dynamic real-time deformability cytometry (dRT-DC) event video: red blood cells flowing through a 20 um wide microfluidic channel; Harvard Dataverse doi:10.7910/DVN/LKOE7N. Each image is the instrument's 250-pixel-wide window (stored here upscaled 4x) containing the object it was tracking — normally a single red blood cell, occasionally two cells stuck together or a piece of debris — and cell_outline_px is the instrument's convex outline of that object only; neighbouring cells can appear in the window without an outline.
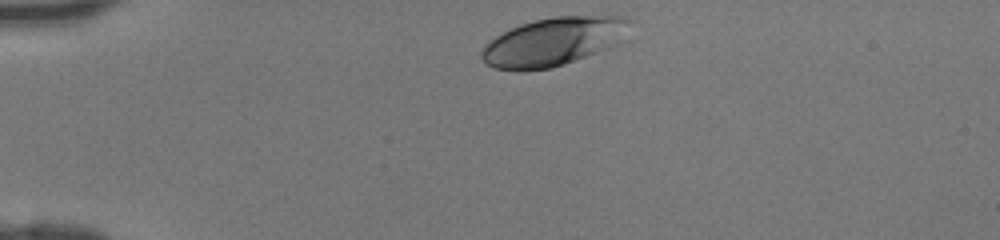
{"species": "human", "species_latin": "Homo sapiens", "temperature_condition": "room temperature", "stored_images_in_passage": 30, "camera_frame_rate_fps": 3000, "um_per_image_px": 0.085, "donor": {"sex": "female"}, "frame": {"image": 1, "passage_image": 1, "time_ms": 0.0, "image_size_px": [1000, 240], "cell_outline_px": [[636, 20], [624, 40], [620, 44], [564, 64], [552, 68], [524, 72], [520, 72], [492, 68], [484, 64], [480, 56], [480, 52], [484, 44], [496, 36], [520, 24], [552, 16], [624, 16]], "centroid_in_image_um": [47.08, 3.55], "position_along_channel_um": 37.9, "area_um2": 42.77}}
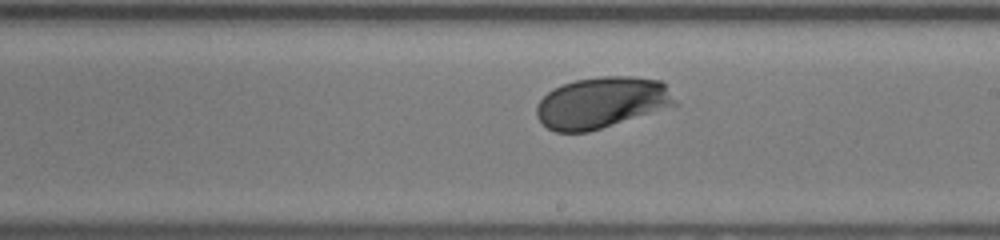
{"frame": {"image": 2, "passage_image": 18, "time_ms": 5.667, "image_size_px": [1000, 240], "cell_outline_px": [[680, 104], [588, 132], [556, 132], [548, 128], [536, 116], [536, 108], [540, 100], [552, 88], [576, 80], [604, 76], [632, 76], [660, 80], [664, 84]], "centroid_in_image_um": [51.15, 8.72], "position_along_channel_um": 237.8, "area_um2": 41.15}}
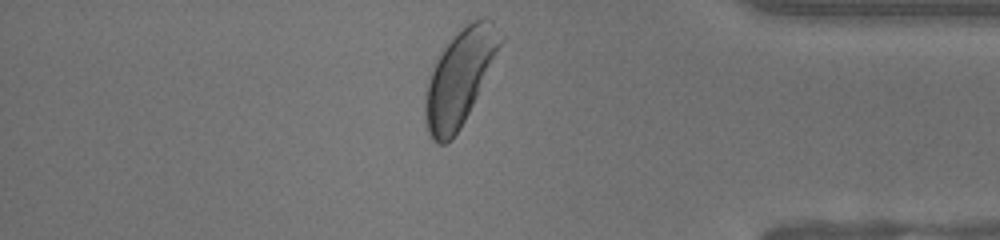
{"frame": {"image": 3, "passage_image": 30, "time_ms": 9.667, "image_size_px": [1000, 240], "cell_outline_px": [[504, 40], [460, 128], [452, 140], [444, 144], [440, 144], [432, 140], [428, 132], [424, 120], [424, 92], [428, 80], [436, 60], [444, 48], [472, 20], [480, 16], [484, 16], [492, 20], [504, 36]], "centroid_in_image_um": [39.06, 6.6], "position_along_channel_um": 396.1, "area_um2": 41.1}}